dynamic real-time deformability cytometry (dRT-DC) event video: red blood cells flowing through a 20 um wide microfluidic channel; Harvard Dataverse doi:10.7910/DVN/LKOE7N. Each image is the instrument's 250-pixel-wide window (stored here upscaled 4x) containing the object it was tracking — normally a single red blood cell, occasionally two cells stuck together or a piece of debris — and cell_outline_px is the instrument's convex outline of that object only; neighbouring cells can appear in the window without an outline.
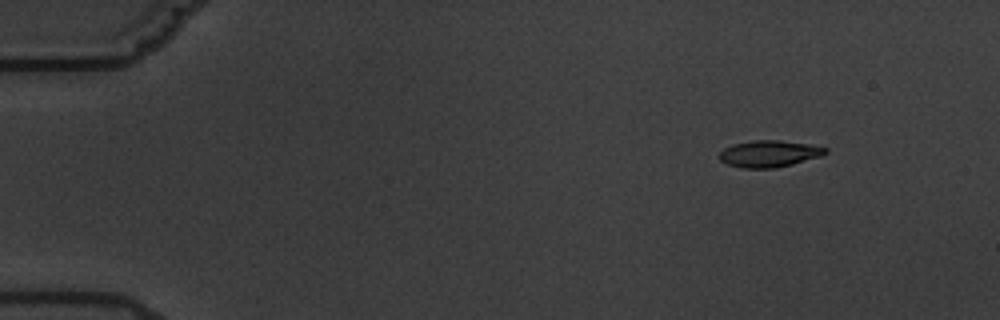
{"species": "common noctule bat (a hibernating species)", "species_latin": "Nyctalus noctula", "temperature_condition": "warm", "stored_images_in_passage": 7, "camera_frame_rate_fps": 3000, "um_per_image_px": 0.085, "animal": {"sex": "male", "body_mass_g": 19.5, "forearm_length_mm": 54.6}, "frame": {"image": 1, "passage_image": 3, "time_ms": 2.333, "image_size_px": [1000, 320], "cell_outline_px": [[828, 152], [820, 156], [792, 164], [776, 168], [740, 168], [728, 164], [720, 160], [720, 152], [724, 148], [732, 144], [752, 140], [780, 140], [808, 144], [828, 148]], "centroid_in_image_um": [65.37, 13.06], "position_along_channel_um": 19.6, "area_um2": 16.47}}
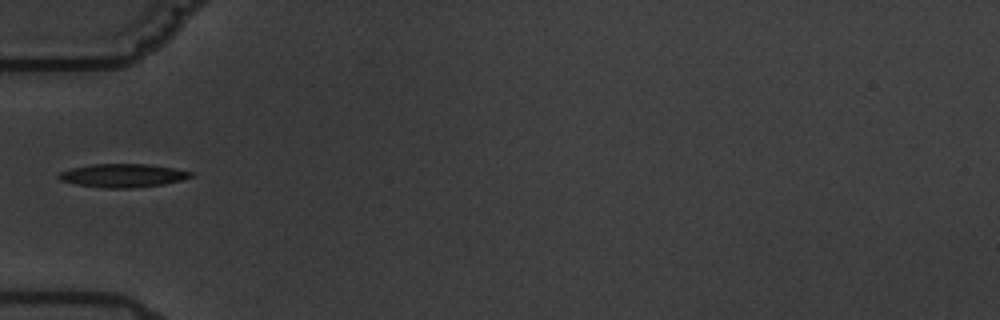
{"frame": {"image": 2, "passage_image": 7, "time_ms": 7.0, "image_size_px": [1000, 320], "cell_outline_px": [[196, 176], [164, 184], [132, 188], [108, 188], [76, 184], [60, 180], [56, 176], [60, 172], [72, 168], [92, 164], [148, 164], [176, 168], [196, 172]], "centroid_in_image_um": [10.51, 14.91], "position_along_channel_um": 74.5, "area_um2": 18.15}}